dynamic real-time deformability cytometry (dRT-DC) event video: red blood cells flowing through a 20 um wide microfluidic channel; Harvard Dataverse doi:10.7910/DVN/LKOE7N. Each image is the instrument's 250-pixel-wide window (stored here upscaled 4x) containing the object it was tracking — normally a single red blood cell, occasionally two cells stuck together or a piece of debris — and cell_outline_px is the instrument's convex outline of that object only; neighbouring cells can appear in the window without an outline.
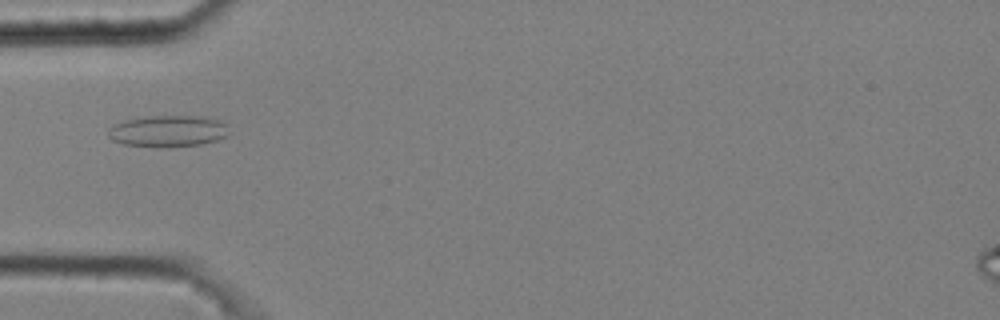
{"species": "common noctule bat (a hibernating species)", "species_latin": "Nyctalus noctula", "temperature_condition": "cold", "stored_images_in_passage": 9, "camera_frame_rate_fps": 3000, "um_per_image_px": 0.085, "animal": {"sex": "male", "body_mass_g": 20.4}, "frame": {"image": 1, "passage_image": 4, "time_ms": 1.0, "image_size_px": [1000, 320], "cell_outline_px": [[228, 136], [216, 140], [200, 144], [156, 148], [124, 144], [112, 140], [108, 136], [108, 132], [116, 124], [124, 120], [144, 116], [200, 116], [220, 120], [224, 124]], "centroid_in_image_um": [14.25, 11.15], "position_along_channel_um": 70.7, "area_um2": 22.08}}
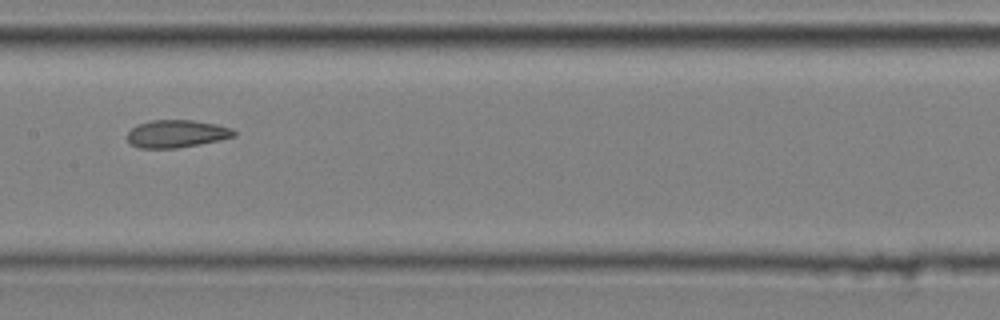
{"frame": {"image": 2, "passage_image": 7, "time_ms": 2.0, "image_size_px": [1000, 320], "cell_outline_px": [[236, 136], [220, 140], [176, 148], [140, 148], [132, 144], [128, 140], [128, 132], [136, 124], [152, 120], [192, 120], [216, 124], [232, 128], [236, 132]], "centroid_in_image_um": [15.02, 11.36], "position_along_channel_um": 192.4, "area_um2": 17.11}}
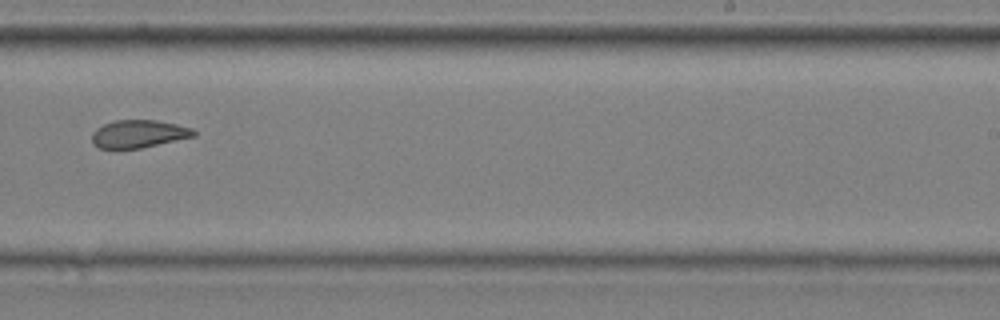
{"frame": {"image": 3, "passage_image": 9, "time_ms": 2.667, "image_size_px": [1000, 320], "cell_outline_px": [[196, 136], [140, 148], [112, 152], [100, 148], [92, 144], [92, 132], [96, 128], [104, 124], [116, 120], [156, 120], [176, 124], [192, 128], [196, 132]], "centroid_in_image_um": [11.72, 11.42], "position_along_channel_um": 277.3, "area_um2": 16.99}}